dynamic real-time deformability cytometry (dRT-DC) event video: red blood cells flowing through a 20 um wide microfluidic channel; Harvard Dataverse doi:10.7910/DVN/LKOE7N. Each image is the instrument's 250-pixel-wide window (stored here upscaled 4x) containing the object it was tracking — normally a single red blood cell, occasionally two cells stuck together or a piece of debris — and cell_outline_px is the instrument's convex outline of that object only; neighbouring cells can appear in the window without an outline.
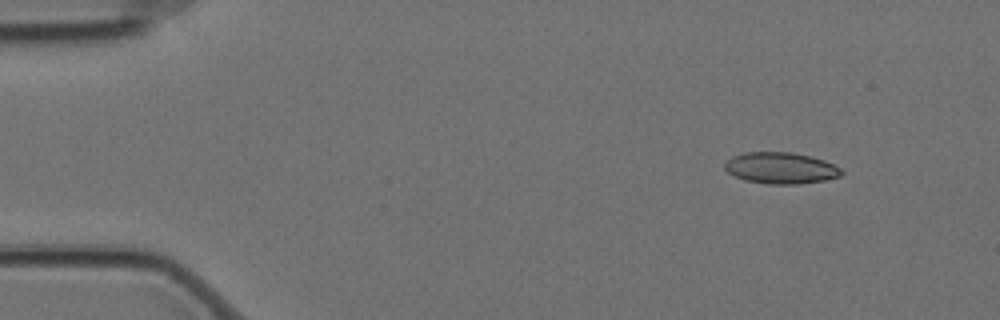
{"species": "Egyptian fruit bat (a non-hibernating species)", "species_latin": "Rousettus aegyptiacus", "temperature_condition": "cold", "stored_images_in_passage": 4, "camera_frame_rate_fps": 3000, "um_per_image_px": 0.085, "animal": {"sex": "female"}, "frame": {"image": 1, "passage_image": 2, "time_ms": 0.333, "image_size_px": [1000, 320], "cell_outline_px": [[844, 172], [840, 176], [824, 180], [796, 184], [768, 184], [744, 180], [728, 172], [724, 168], [724, 164], [732, 156], [744, 152], [792, 152], [824, 160], [840, 168]], "centroid_in_image_um": [66.35, 14.28], "position_along_channel_um": 18.7, "area_um2": 21.21}}